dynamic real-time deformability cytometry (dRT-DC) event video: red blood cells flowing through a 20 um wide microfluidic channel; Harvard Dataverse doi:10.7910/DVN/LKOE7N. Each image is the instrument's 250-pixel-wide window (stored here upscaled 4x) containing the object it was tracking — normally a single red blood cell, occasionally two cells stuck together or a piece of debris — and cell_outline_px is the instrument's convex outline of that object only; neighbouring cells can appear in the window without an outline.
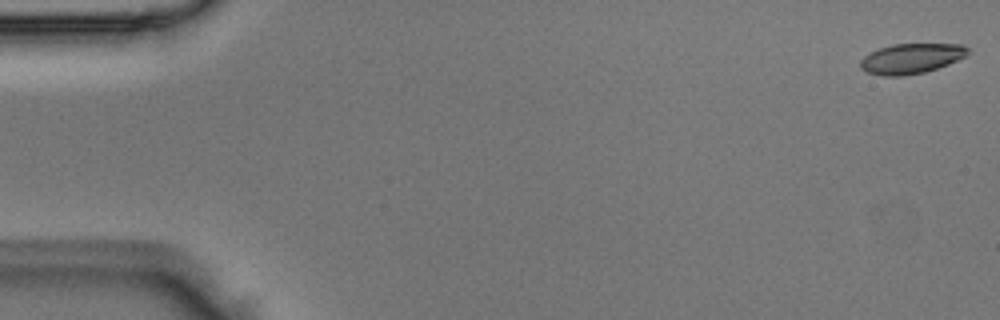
{"species": "Egyptian fruit bat (a non-hibernating species)", "species_latin": "Rousettus aegyptiacus", "temperature_condition": "room temperature", "stored_images_in_passage": 50, "camera_frame_rate_fps": 3000, "um_per_image_px": 0.085, "animal": {"sex": "male"}, "frame": {"image": 1, "passage_image": 1, "time_ms": 0.0, "image_size_px": [1000, 320], "cell_outline_px": [[968, 56], [948, 64], [924, 72], [904, 76], [884, 76], [868, 72], [860, 68], [860, 60], [864, 56], [880, 48], [892, 44], [964, 44], [968, 48]], "centroid_in_image_um": [77.47, 4.97], "position_along_channel_um": 7.5, "area_um2": 18.84}}
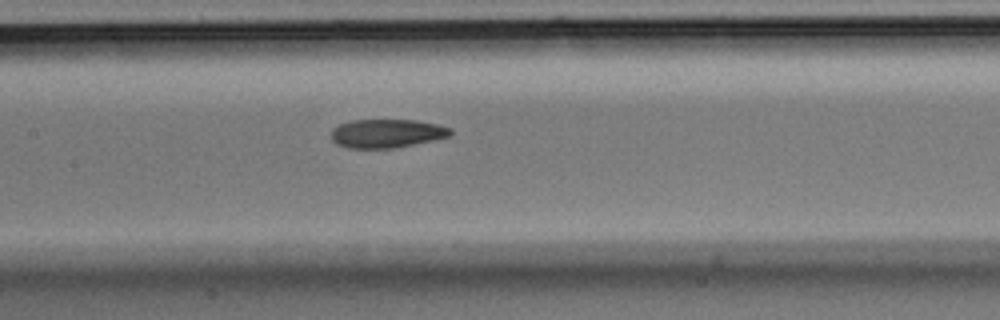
{"frame": {"image": 2, "passage_image": 24, "time_ms": 7.667, "image_size_px": [1000, 320], "cell_outline_px": [[452, 132], [448, 136], [432, 140], [392, 148], [348, 148], [336, 144], [332, 140], [332, 128], [340, 124], [352, 120], [416, 120], [436, 124], [452, 128]], "centroid_in_image_um": [32.84, 11.33], "position_along_channel_um": 174.6, "area_um2": 19.71}}
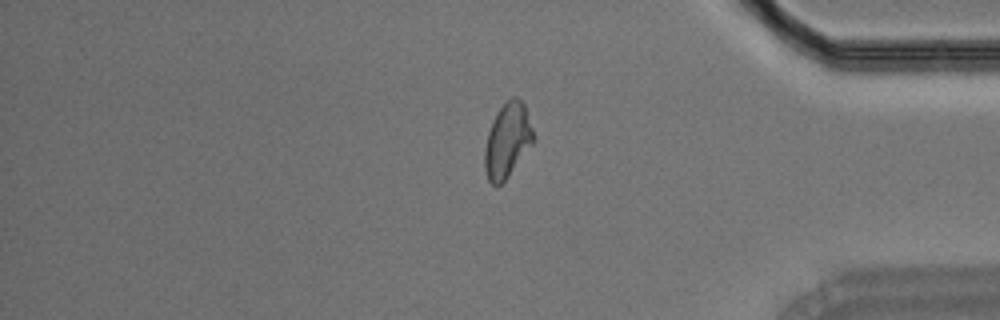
{"frame": {"image": 3, "passage_image": 42, "time_ms": 13.667, "image_size_px": [1000, 320], "cell_outline_px": [[532, 144], [508, 176], [496, 188], [488, 180], [484, 168], [484, 148], [488, 132], [492, 120], [500, 108], [512, 96], [516, 96], [524, 104], [532, 128]], "centroid_in_image_um": [43.09, 11.95], "position_along_channel_um": 392.1, "area_um2": 20.81}}